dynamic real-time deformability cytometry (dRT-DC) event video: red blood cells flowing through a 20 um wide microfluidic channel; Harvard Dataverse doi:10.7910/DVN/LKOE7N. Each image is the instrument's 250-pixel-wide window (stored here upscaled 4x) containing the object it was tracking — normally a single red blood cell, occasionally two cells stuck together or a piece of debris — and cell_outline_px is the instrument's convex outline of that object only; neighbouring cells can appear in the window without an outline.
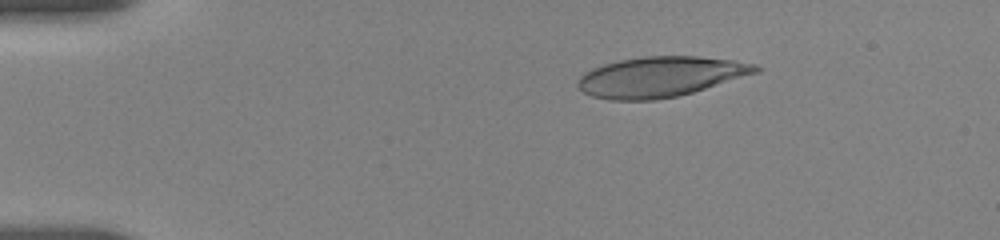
{"species": "human", "species_latin": "Homo sapiens", "temperature_condition": "room temperature", "stored_images_in_passage": 7, "camera_frame_rate_fps": 3000, "um_per_image_px": 0.085, "donor": {"sex": "female"}, "frame": {"image": 1, "passage_image": 1, "time_ms": 0.0, "image_size_px": [1000, 240], "cell_outline_px": [[764, 68], [760, 72], [692, 92], [676, 96], [652, 100], [608, 100], [592, 96], [584, 92], [576, 84], [580, 76], [584, 72], [592, 68], [604, 64], [620, 60], [644, 56], [696, 56], [732, 60], [756, 64]], "centroid_in_image_um": [56.15, 6.52], "position_along_channel_um": 28.9, "area_um2": 41.67}}
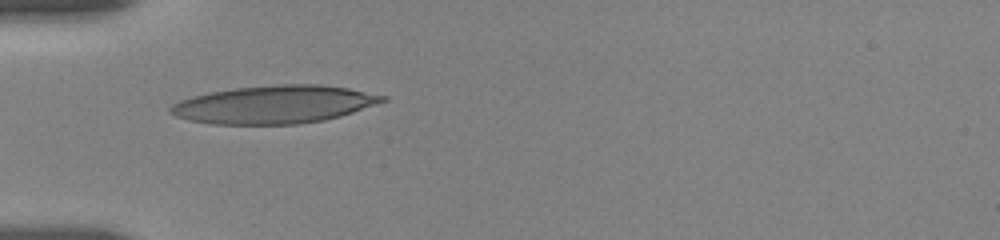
{"frame": {"image": 2, "passage_image": 5, "time_ms": 2.667, "image_size_px": [1000, 240], "cell_outline_px": [[388, 100], [340, 116], [324, 120], [300, 124], [212, 124], [188, 120], [176, 116], [168, 112], [168, 108], [172, 104], [180, 100], [192, 96], [208, 92], [236, 88], [276, 84], [316, 84], [348, 88], [388, 96]], "centroid_in_image_um": [23.29, 8.88], "position_along_channel_um": 61.7, "area_um2": 46.93}}
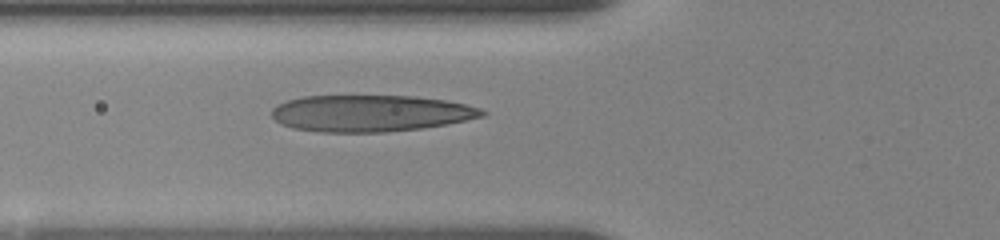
{"frame": {"image": 3, "passage_image": 7, "time_ms": 3.667, "image_size_px": [1000, 240], "cell_outline_px": [[488, 112], [484, 116], [444, 124], [420, 128], [384, 132], [320, 132], [292, 128], [280, 124], [272, 116], [272, 108], [276, 104], [288, 100], [304, 96], [416, 96], [444, 100], [464, 104], [480, 108]], "centroid_in_image_um": [31.45, 9.63], "position_along_channel_um": 94.3, "area_um2": 44.74}}